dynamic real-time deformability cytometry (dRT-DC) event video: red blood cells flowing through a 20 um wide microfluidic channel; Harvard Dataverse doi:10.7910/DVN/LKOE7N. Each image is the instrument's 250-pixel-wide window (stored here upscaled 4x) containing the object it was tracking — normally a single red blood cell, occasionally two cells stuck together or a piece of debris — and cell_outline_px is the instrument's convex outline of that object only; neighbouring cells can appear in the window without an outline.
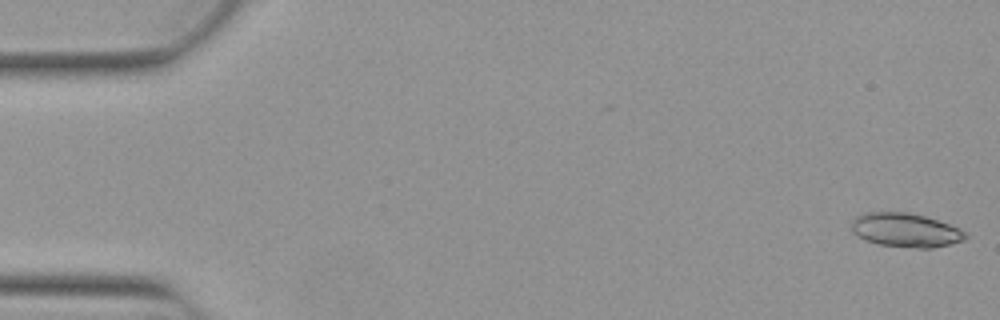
{"species": "Egyptian fruit bat (a non-hibernating species)", "species_latin": "Rousettus aegyptiacus", "temperature_condition": "warm", "stored_images_in_passage": 52, "camera_frame_rate_fps": 3000, "um_per_image_px": 0.085, "animal": {"sex": "female"}, "frame": {"image": 1, "passage_image": 1, "time_ms": 0.0, "image_size_px": [1000, 320], "cell_outline_px": [[968, 236], [964, 240], [932, 248], [916, 248], [880, 244], [868, 240], [852, 232], [852, 220], [856, 216], [868, 212], [908, 212], [924, 216], [960, 228], [968, 232]], "centroid_in_image_um": [77.01, 19.55], "position_along_channel_um": 8.0, "area_um2": 22.31}}
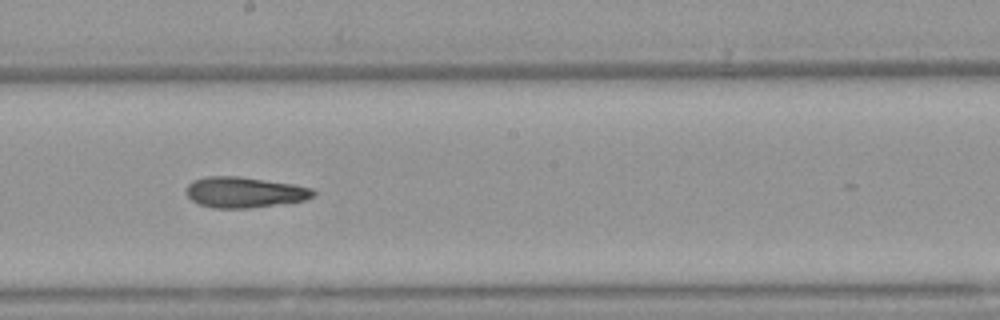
{"frame": {"image": 2, "passage_image": 29, "time_ms": 9.333, "image_size_px": [1000, 320], "cell_outline_px": [[316, 192], [312, 196], [304, 200], [288, 204], [248, 208], [212, 208], [196, 204], [184, 192], [184, 188], [192, 180], [208, 176], [240, 176], [292, 184], [312, 188]], "centroid_in_image_um": [20.74, 16.35], "position_along_channel_um": 227.5, "area_um2": 23.12}}
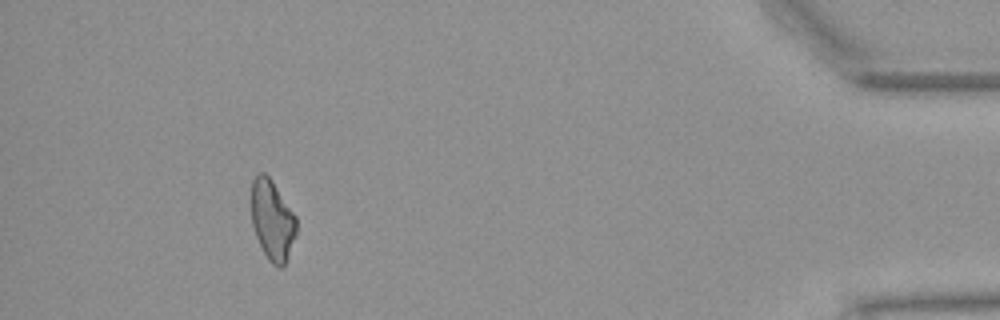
{"frame": {"image": 3, "passage_image": 48, "time_ms": 15.667, "image_size_px": [1000, 320], "cell_outline_px": [[296, 232], [284, 264], [280, 268], [276, 268], [268, 260], [256, 236], [252, 224], [248, 200], [252, 180], [260, 172], [264, 172], [272, 180], [296, 216]], "centroid_in_image_um": [23.08, 18.65], "position_along_channel_um": 412.1, "area_um2": 21.33}, "authors_computed_cell_mechanics": {"area_um2": 22.3397, "velocity_mm_per_s": 3.9004, "shape_relaxation_time_tau1_ms": 8.6815, "shape_relaxation_time_tau2_ms": 4.3089, "deformation_change_tau1": 0.2282, "deformation_change_tau2": 0.1407}}